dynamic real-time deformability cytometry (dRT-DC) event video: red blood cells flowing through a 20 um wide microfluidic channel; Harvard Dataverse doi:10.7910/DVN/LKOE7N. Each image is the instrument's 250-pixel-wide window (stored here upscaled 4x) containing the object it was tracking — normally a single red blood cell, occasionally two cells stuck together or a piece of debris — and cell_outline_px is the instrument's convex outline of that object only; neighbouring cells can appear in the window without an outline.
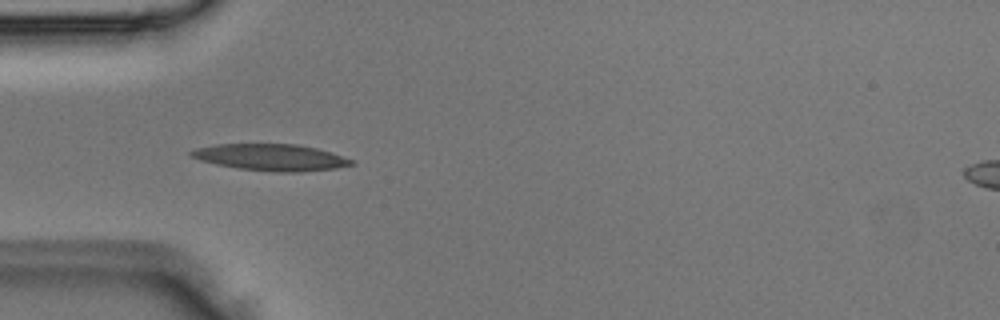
{"species": "Egyptian fruit bat (a non-hibernating species)", "species_latin": "Rousettus aegyptiacus", "temperature_condition": "room temperature", "stored_images_in_passage": 6, "camera_frame_rate_fps": 3000, "um_per_image_px": 0.085, "animal": {"sex": "male"}, "frame": {"image": 1, "passage_image": 2, "time_ms": 0.333, "image_size_px": [1000, 320], "cell_outline_px": [[356, 164], [336, 168], [300, 172], [276, 172], [240, 168], [216, 164], [200, 160], [192, 156], [188, 152], [196, 148], [216, 144], [296, 144], [316, 148], [352, 160]], "centroid_in_image_um": [23.01, 13.37], "position_along_channel_um": 62.0, "area_um2": 24.51}}
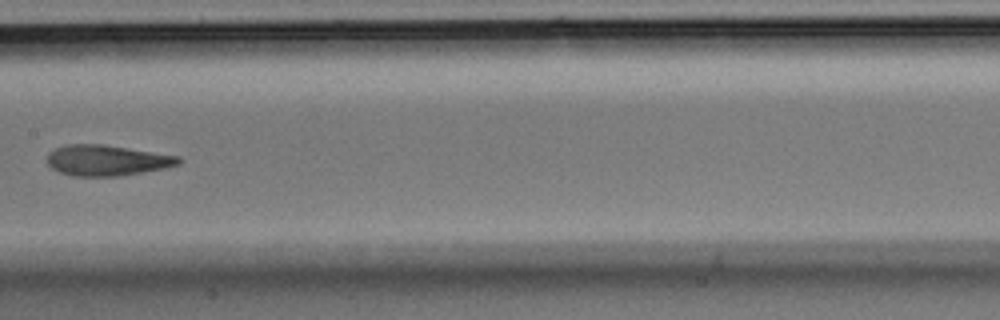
{"frame": {"image": 2, "passage_image": 5, "time_ms": 1.333, "image_size_px": [1000, 320], "cell_outline_px": [[184, 160], [180, 164], [164, 168], [116, 176], [72, 176], [60, 172], [52, 168], [48, 164], [48, 152], [56, 148], [68, 144], [100, 144], [180, 156]], "centroid_in_image_um": [9.09, 13.63], "position_along_channel_um": 198.3, "area_um2": 23.29}}
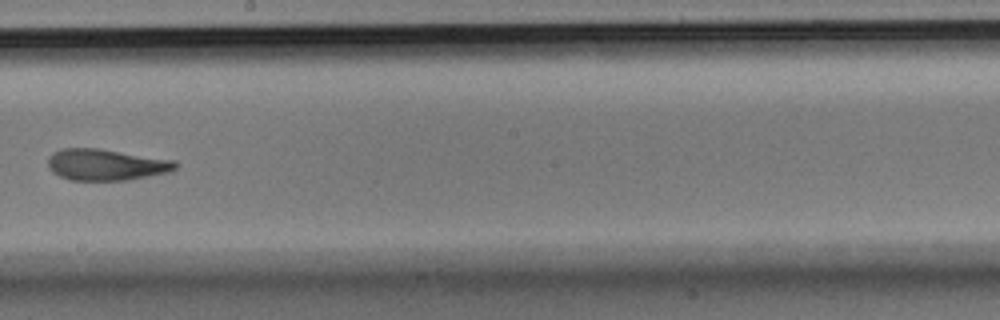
{"frame": {"image": 3, "passage_image": 6, "time_ms": 1.667, "image_size_px": [1000, 320], "cell_outline_px": [[176, 168], [172, 172], [124, 180], [68, 180], [52, 172], [48, 168], [48, 156], [52, 152], [60, 148], [100, 148], [176, 160]], "centroid_in_image_um": [8.99, 13.99], "position_along_channel_um": 239.2, "area_um2": 23.58}}